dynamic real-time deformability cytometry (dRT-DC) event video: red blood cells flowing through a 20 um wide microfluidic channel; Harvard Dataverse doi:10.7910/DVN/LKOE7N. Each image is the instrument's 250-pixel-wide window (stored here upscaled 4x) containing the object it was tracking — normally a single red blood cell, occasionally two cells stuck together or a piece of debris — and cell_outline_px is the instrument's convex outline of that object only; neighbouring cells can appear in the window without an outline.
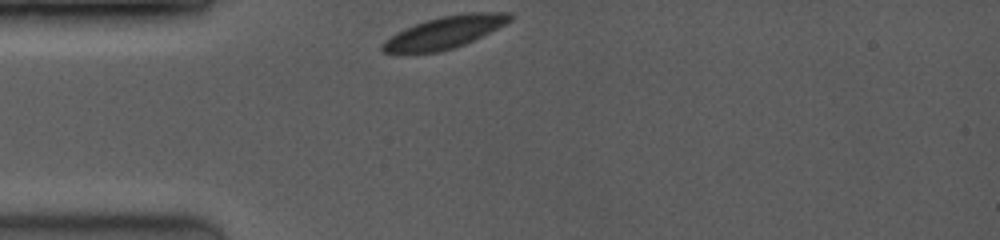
{"species": "common noctule bat (a hibernating species)", "species_latin": "Nyctalus noctula", "temperature_condition": "room temperature", "stored_images_in_passage": 5, "camera_frame_rate_fps": 3500, "um_per_image_px": 0.085, "animal": {"sex": "female", "body_mass_g": 19.0, "forearm_length_mm": 53.3}, "frame": {"image": 1, "passage_image": 1, "time_ms": 0.0, "image_size_px": [1000, 240], "cell_outline_px": [[512, 20], [464, 44], [440, 52], [384, 52], [380, 48], [380, 44], [384, 40], [416, 24], [440, 16], [468, 12], [512, 12]], "centroid_in_image_um": [37.82, 2.73], "position_along_channel_um": 47.2, "area_um2": 23.18}}